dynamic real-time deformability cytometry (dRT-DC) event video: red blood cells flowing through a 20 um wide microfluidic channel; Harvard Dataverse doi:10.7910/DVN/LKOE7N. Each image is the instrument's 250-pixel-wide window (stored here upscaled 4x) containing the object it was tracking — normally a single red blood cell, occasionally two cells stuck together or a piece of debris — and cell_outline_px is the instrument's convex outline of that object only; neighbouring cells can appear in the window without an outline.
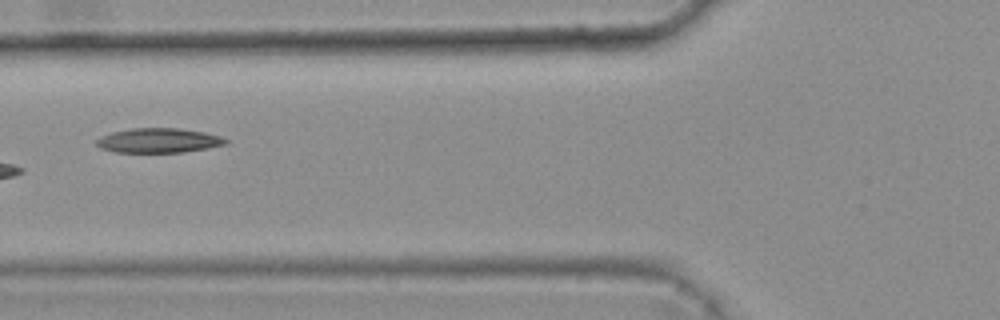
{"species": "common noctule bat (a hibernating species)", "species_latin": "Nyctalus noctula", "temperature_condition": "warm", "stored_images_in_passage": 7, "camera_frame_rate_fps": 3000, "um_per_image_px": 0.085, "animal": {"sex": "female", "body_mass_g": 25.1}, "frame": {"image": 1, "passage_image": 5, "time_ms": 1.333, "image_size_px": [1000, 320], "cell_outline_px": [[228, 144], [208, 148], [184, 152], [116, 152], [100, 148], [96, 144], [96, 140], [100, 136], [112, 132], [132, 128], [180, 128], [204, 132], [220, 136], [228, 140]], "centroid_in_image_um": [13.49, 11.94], "position_along_channel_um": 112.3, "area_um2": 18.55}}
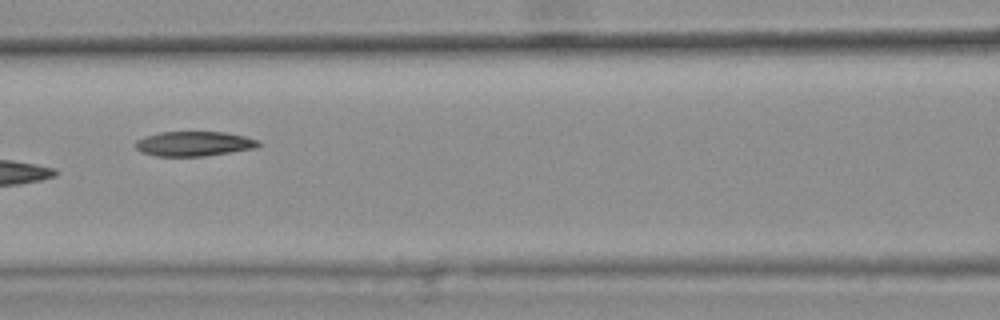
{"frame": {"image": 2, "passage_image": 6, "time_ms": 1.667, "image_size_px": [1000, 320], "cell_outline_px": [[264, 144], [256, 148], [204, 156], [156, 156], [140, 152], [136, 148], [136, 140], [144, 136], [160, 132], [224, 132], [244, 136], [260, 140]], "centroid_in_image_um": [16.51, 12.22], "position_along_channel_um": 150.1, "area_um2": 17.86}}